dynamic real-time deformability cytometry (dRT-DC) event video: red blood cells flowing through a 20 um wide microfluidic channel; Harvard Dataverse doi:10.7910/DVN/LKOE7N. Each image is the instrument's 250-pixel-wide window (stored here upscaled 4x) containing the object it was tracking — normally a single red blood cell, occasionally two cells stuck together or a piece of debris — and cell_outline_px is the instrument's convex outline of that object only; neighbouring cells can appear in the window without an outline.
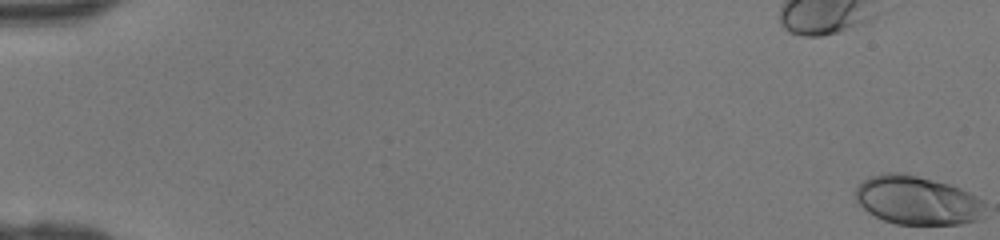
{"species": "human", "species_latin": "Homo sapiens", "temperature_condition": "room temperature", "stored_images_in_passage": 47, "camera_frame_rate_fps": 3000, "um_per_image_px": 0.085, "donor": {"sex": "female"}, "frame": {"image": 1, "passage_image": 1, "time_ms": 0.0, "image_size_px": [1000, 240], "cell_outline_px": [[984, 208], [976, 220], [960, 224], [896, 224], [884, 220], [868, 212], [856, 200], [856, 188], [868, 176], [884, 172], [900, 172], [948, 184], [960, 188], [984, 200]], "centroid_in_image_um": [77.93, 17.02], "position_along_channel_um": 7.1, "area_um2": 36.41}}
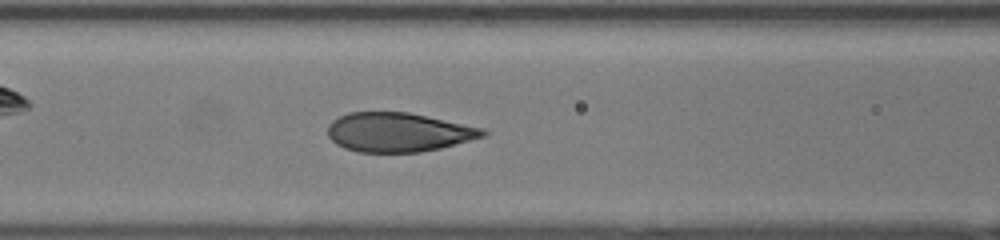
{"frame": {"image": 2, "passage_image": 22, "time_ms": 7.0, "image_size_px": [1000, 240], "cell_outline_px": [[488, 136], [440, 148], [420, 152], [360, 152], [344, 148], [336, 144], [328, 136], [328, 124], [332, 120], [348, 112], [408, 112], [484, 128], [488, 132]], "centroid_in_image_um": [33.88, 11.24], "position_along_channel_um": 132.7, "area_um2": 35.55}}
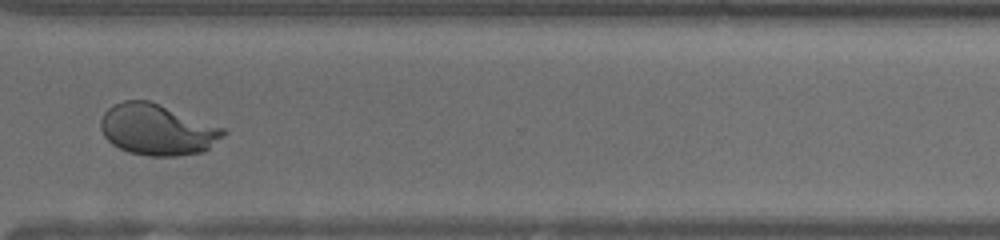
{"frame": {"image": 3, "passage_image": 37, "time_ms": 12.0, "image_size_px": [1000, 240], "cell_outline_px": [[228, 132], [224, 136], [204, 152], [180, 156], [148, 156], [128, 152], [112, 144], [104, 136], [100, 128], [100, 120], [104, 112], [108, 108], [124, 100], [148, 100], [224, 128]], "centroid_in_image_um": [13.36, 11.04], "position_along_channel_um": 357.2, "area_um2": 36.47}}